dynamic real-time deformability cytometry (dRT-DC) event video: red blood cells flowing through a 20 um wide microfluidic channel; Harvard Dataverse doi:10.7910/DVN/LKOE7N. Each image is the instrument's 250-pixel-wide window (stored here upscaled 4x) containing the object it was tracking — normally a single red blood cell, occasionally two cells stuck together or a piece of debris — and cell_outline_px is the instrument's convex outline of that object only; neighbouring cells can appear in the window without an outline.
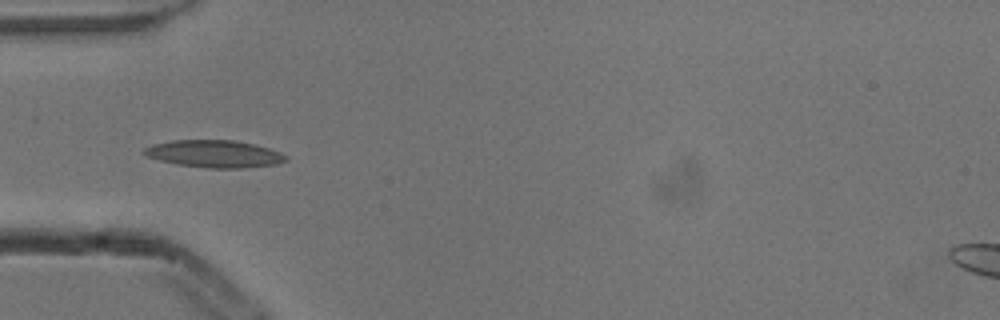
{"species": "common noctule bat (a hibernating species)", "species_latin": "Nyctalus noctula", "temperature_condition": "cold", "stored_images_in_passage": 5, "camera_frame_rate_fps": 3000, "um_per_image_px": 0.085, "animal": {"sex": "male", "body_mass_g": 13.3}, "frame": {"image": 1, "passage_image": 5, "time_ms": 1.333, "image_size_px": [1000, 320], "cell_outline_px": [[288, 160], [276, 164], [244, 168], [208, 168], [176, 164], [160, 160], [148, 156], [144, 152], [144, 148], [152, 144], [172, 140], [232, 140], [252, 144], [268, 148], [280, 152], [288, 156]], "centroid_in_image_um": [18.24, 13.08], "position_along_channel_um": 66.8, "area_um2": 22.43}}